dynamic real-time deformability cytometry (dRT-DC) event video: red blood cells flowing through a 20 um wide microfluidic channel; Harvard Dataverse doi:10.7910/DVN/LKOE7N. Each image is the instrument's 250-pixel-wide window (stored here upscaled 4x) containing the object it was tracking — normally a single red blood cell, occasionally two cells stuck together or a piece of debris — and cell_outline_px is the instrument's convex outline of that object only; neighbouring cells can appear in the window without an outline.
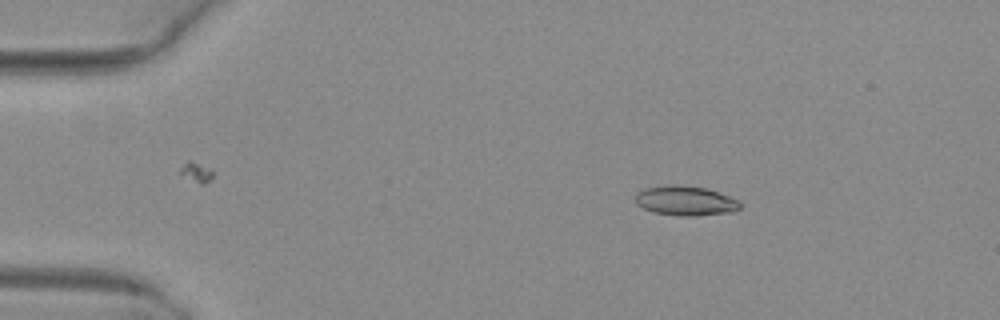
{"species": "common noctule bat (a hibernating species)", "species_latin": "Nyctalus noctula", "temperature_condition": "warm", "stored_images_in_passage": 4, "camera_frame_rate_fps": 3000, "um_per_image_px": 0.085, "animal": {"sex": "female", "body_mass_g": 29.2, "forearm_length_mm": 56.3}, "frame": {"image": 1, "passage_image": 2, "time_ms": 0.333, "image_size_px": [1000, 320], "cell_outline_px": [[740, 208], [736, 212], [696, 216], [680, 216], [652, 212], [636, 204], [636, 192], [644, 188], [672, 184], [676, 184], [708, 188], [740, 200]], "centroid_in_image_um": [58.29, 17.06], "position_along_channel_um": 26.7, "area_um2": 18.44}}